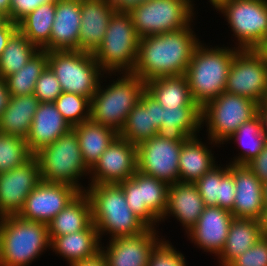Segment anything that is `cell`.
Masks as SVG:
<instances>
[{"instance_id":"41","label":"cell","mask_w":267,"mask_h":266,"mask_svg":"<svg viewBox=\"0 0 267 266\" xmlns=\"http://www.w3.org/2000/svg\"><path fill=\"white\" fill-rule=\"evenodd\" d=\"M186 260L184 254L164 236L153 247L147 266H187Z\"/></svg>"},{"instance_id":"45","label":"cell","mask_w":267,"mask_h":266,"mask_svg":"<svg viewBox=\"0 0 267 266\" xmlns=\"http://www.w3.org/2000/svg\"><path fill=\"white\" fill-rule=\"evenodd\" d=\"M262 183L267 182V142L264 145L262 151L246 164Z\"/></svg>"},{"instance_id":"20","label":"cell","mask_w":267,"mask_h":266,"mask_svg":"<svg viewBox=\"0 0 267 266\" xmlns=\"http://www.w3.org/2000/svg\"><path fill=\"white\" fill-rule=\"evenodd\" d=\"M162 125V106L146 90L128 114L119 136L132 144L151 139Z\"/></svg>"},{"instance_id":"30","label":"cell","mask_w":267,"mask_h":266,"mask_svg":"<svg viewBox=\"0 0 267 266\" xmlns=\"http://www.w3.org/2000/svg\"><path fill=\"white\" fill-rule=\"evenodd\" d=\"M262 238L260 220L234 217L225 246L217 258L219 266H228Z\"/></svg>"},{"instance_id":"43","label":"cell","mask_w":267,"mask_h":266,"mask_svg":"<svg viewBox=\"0 0 267 266\" xmlns=\"http://www.w3.org/2000/svg\"><path fill=\"white\" fill-rule=\"evenodd\" d=\"M228 266H267V238H260Z\"/></svg>"},{"instance_id":"5","label":"cell","mask_w":267,"mask_h":266,"mask_svg":"<svg viewBox=\"0 0 267 266\" xmlns=\"http://www.w3.org/2000/svg\"><path fill=\"white\" fill-rule=\"evenodd\" d=\"M50 242L45 223L18 215L0 217L1 266H29L50 250Z\"/></svg>"},{"instance_id":"10","label":"cell","mask_w":267,"mask_h":266,"mask_svg":"<svg viewBox=\"0 0 267 266\" xmlns=\"http://www.w3.org/2000/svg\"><path fill=\"white\" fill-rule=\"evenodd\" d=\"M48 67L63 92L79 94L90 100L105 73L91 52L79 50L49 51Z\"/></svg>"},{"instance_id":"3","label":"cell","mask_w":267,"mask_h":266,"mask_svg":"<svg viewBox=\"0 0 267 266\" xmlns=\"http://www.w3.org/2000/svg\"><path fill=\"white\" fill-rule=\"evenodd\" d=\"M85 193L91 201L92 222L101 241L108 236H135L149 227L128 206L125 194L118 184H88Z\"/></svg>"},{"instance_id":"33","label":"cell","mask_w":267,"mask_h":266,"mask_svg":"<svg viewBox=\"0 0 267 266\" xmlns=\"http://www.w3.org/2000/svg\"><path fill=\"white\" fill-rule=\"evenodd\" d=\"M145 90L162 107H200L192 98L185 75L159 77L145 83Z\"/></svg>"},{"instance_id":"56","label":"cell","mask_w":267,"mask_h":266,"mask_svg":"<svg viewBox=\"0 0 267 266\" xmlns=\"http://www.w3.org/2000/svg\"><path fill=\"white\" fill-rule=\"evenodd\" d=\"M263 50H264L265 53L267 54V45L263 48Z\"/></svg>"},{"instance_id":"9","label":"cell","mask_w":267,"mask_h":266,"mask_svg":"<svg viewBox=\"0 0 267 266\" xmlns=\"http://www.w3.org/2000/svg\"><path fill=\"white\" fill-rule=\"evenodd\" d=\"M259 113V104L244 96L222 92L201 108V126L206 137L224 145L237 129Z\"/></svg>"},{"instance_id":"15","label":"cell","mask_w":267,"mask_h":266,"mask_svg":"<svg viewBox=\"0 0 267 266\" xmlns=\"http://www.w3.org/2000/svg\"><path fill=\"white\" fill-rule=\"evenodd\" d=\"M137 171V145L119 135L90 169L89 184H119Z\"/></svg>"},{"instance_id":"42","label":"cell","mask_w":267,"mask_h":266,"mask_svg":"<svg viewBox=\"0 0 267 266\" xmlns=\"http://www.w3.org/2000/svg\"><path fill=\"white\" fill-rule=\"evenodd\" d=\"M62 92L57 77L47 66L36 81L33 94L40 102H55Z\"/></svg>"},{"instance_id":"8","label":"cell","mask_w":267,"mask_h":266,"mask_svg":"<svg viewBox=\"0 0 267 266\" xmlns=\"http://www.w3.org/2000/svg\"><path fill=\"white\" fill-rule=\"evenodd\" d=\"M214 9L235 37L232 46L263 49L267 45V0H223Z\"/></svg>"},{"instance_id":"31","label":"cell","mask_w":267,"mask_h":266,"mask_svg":"<svg viewBox=\"0 0 267 266\" xmlns=\"http://www.w3.org/2000/svg\"><path fill=\"white\" fill-rule=\"evenodd\" d=\"M39 104L34 94L10 96L8 106L0 117V132L26 140Z\"/></svg>"},{"instance_id":"44","label":"cell","mask_w":267,"mask_h":266,"mask_svg":"<svg viewBox=\"0 0 267 266\" xmlns=\"http://www.w3.org/2000/svg\"><path fill=\"white\" fill-rule=\"evenodd\" d=\"M53 1L54 0H11L8 19L17 24L22 18L34 11L38 6Z\"/></svg>"},{"instance_id":"13","label":"cell","mask_w":267,"mask_h":266,"mask_svg":"<svg viewBox=\"0 0 267 266\" xmlns=\"http://www.w3.org/2000/svg\"><path fill=\"white\" fill-rule=\"evenodd\" d=\"M118 185L133 213L149 228L157 229L166 212L170 185L138 170L131 178Z\"/></svg>"},{"instance_id":"51","label":"cell","mask_w":267,"mask_h":266,"mask_svg":"<svg viewBox=\"0 0 267 266\" xmlns=\"http://www.w3.org/2000/svg\"><path fill=\"white\" fill-rule=\"evenodd\" d=\"M260 225H261L262 237L267 238V207H265L263 210V213L260 219Z\"/></svg>"},{"instance_id":"14","label":"cell","mask_w":267,"mask_h":266,"mask_svg":"<svg viewBox=\"0 0 267 266\" xmlns=\"http://www.w3.org/2000/svg\"><path fill=\"white\" fill-rule=\"evenodd\" d=\"M184 142L156 135L137 145V170L166 183L179 182V155Z\"/></svg>"},{"instance_id":"25","label":"cell","mask_w":267,"mask_h":266,"mask_svg":"<svg viewBox=\"0 0 267 266\" xmlns=\"http://www.w3.org/2000/svg\"><path fill=\"white\" fill-rule=\"evenodd\" d=\"M114 12L108 0H81L79 51L93 53L98 48Z\"/></svg>"},{"instance_id":"34","label":"cell","mask_w":267,"mask_h":266,"mask_svg":"<svg viewBox=\"0 0 267 266\" xmlns=\"http://www.w3.org/2000/svg\"><path fill=\"white\" fill-rule=\"evenodd\" d=\"M229 141H233V144H238L237 149H240L235 157L230 158L229 164L246 165L257 157L267 142L261 115L258 113L250 121L242 124L224 144H230L231 142Z\"/></svg>"},{"instance_id":"12","label":"cell","mask_w":267,"mask_h":266,"mask_svg":"<svg viewBox=\"0 0 267 266\" xmlns=\"http://www.w3.org/2000/svg\"><path fill=\"white\" fill-rule=\"evenodd\" d=\"M225 92L252 99L267 98V54L263 49H239L231 63Z\"/></svg>"},{"instance_id":"2","label":"cell","mask_w":267,"mask_h":266,"mask_svg":"<svg viewBox=\"0 0 267 266\" xmlns=\"http://www.w3.org/2000/svg\"><path fill=\"white\" fill-rule=\"evenodd\" d=\"M114 75L117 78L113 79ZM107 77L113 80L103 83L107 82ZM144 91L145 82L132 72L104 73L91 99L90 120L112 128L119 134Z\"/></svg>"},{"instance_id":"35","label":"cell","mask_w":267,"mask_h":266,"mask_svg":"<svg viewBox=\"0 0 267 266\" xmlns=\"http://www.w3.org/2000/svg\"><path fill=\"white\" fill-rule=\"evenodd\" d=\"M77 135L85 165L91 169L102 153L119 135L115 130L91 120L72 127Z\"/></svg>"},{"instance_id":"50","label":"cell","mask_w":267,"mask_h":266,"mask_svg":"<svg viewBox=\"0 0 267 266\" xmlns=\"http://www.w3.org/2000/svg\"><path fill=\"white\" fill-rule=\"evenodd\" d=\"M259 114L261 115L263 119L264 133L267 135V103L266 102H263L261 105H259Z\"/></svg>"},{"instance_id":"29","label":"cell","mask_w":267,"mask_h":266,"mask_svg":"<svg viewBox=\"0 0 267 266\" xmlns=\"http://www.w3.org/2000/svg\"><path fill=\"white\" fill-rule=\"evenodd\" d=\"M201 126V107H162V125L157 135L167 140L185 142L198 136Z\"/></svg>"},{"instance_id":"37","label":"cell","mask_w":267,"mask_h":266,"mask_svg":"<svg viewBox=\"0 0 267 266\" xmlns=\"http://www.w3.org/2000/svg\"><path fill=\"white\" fill-rule=\"evenodd\" d=\"M47 66L48 51L39 50L18 72L5 78L10 96L33 94L36 81Z\"/></svg>"},{"instance_id":"16","label":"cell","mask_w":267,"mask_h":266,"mask_svg":"<svg viewBox=\"0 0 267 266\" xmlns=\"http://www.w3.org/2000/svg\"><path fill=\"white\" fill-rule=\"evenodd\" d=\"M80 193L70 184L41 181L26 197L18 216L48 225Z\"/></svg>"},{"instance_id":"39","label":"cell","mask_w":267,"mask_h":266,"mask_svg":"<svg viewBox=\"0 0 267 266\" xmlns=\"http://www.w3.org/2000/svg\"><path fill=\"white\" fill-rule=\"evenodd\" d=\"M33 156L25 139L0 132V174L25 164Z\"/></svg>"},{"instance_id":"46","label":"cell","mask_w":267,"mask_h":266,"mask_svg":"<svg viewBox=\"0 0 267 266\" xmlns=\"http://www.w3.org/2000/svg\"><path fill=\"white\" fill-rule=\"evenodd\" d=\"M18 30L17 24L9 19L0 27V57L11 36Z\"/></svg>"},{"instance_id":"24","label":"cell","mask_w":267,"mask_h":266,"mask_svg":"<svg viewBox=\"0 0 267 266\" xmlns=\"http://www.w3.org/2000/svg\"><path fill=\"white\" fill-rule=\"evenodd\" d=\"M194 184L205 206H217L230 212L233 210L236 188L233 164L219 162ZM225 165V166H224Z\"/></svg>"},{"instance_id":"40","label":"cell","mask_w":267,"mask_h":266,"mask_svg":"<svg viewBox=\"0 0 267 266\" xmlns=\"http://www.w3.org/2000/svg\"><path fill=\"white\" fill-rule=\"evenodd\" d=\"M54 103L71 127L90 120L91 100L87 97L62 92Z\"/></svg>"},{"instance_id":"55","label":"cell","mask_w":267,"mask_h":266,"mask_svg":"<svg viewBox=\"0 0 267 266\" xmlns=\"http://www.w3.org/2000/svg\"><path fill=\"white\" fill-rule=\"evenodd\" d=\"M223 0H209L208 2H210V4L212 5L211 7H213V10L214 8Z\"/></svg>"},{"instance_id":"54","label":"cell","mask_w":267,"mask_h":266,"mask_svg":"<svg viewBox=\"0 0 267 266\" xmlns=\"http://www.w3.org/2000/svg\"><path fill=\"white\" fill-rule=\"evenodd\" d=\"M8 20L7 16L0 12V27Z\"/></svg>"},{"instance_id":"36","label":"cell","mask_w":267,"mask_h":266,"mask_svg":"<svg viewBox=\"0 0 267 266\" xmlns=\"http://www.w3.org/2000/svg\"><path fill=\"white\" fill-rule=\"evenodd\" d=\"M56 0L38 6L18 23V30L39 50L49 42L55 17Z\"/></svg>"},{"instance_id":"23","label":"cell","mask_w":267,"mask_h":266,"mask_svg":"<svg viewBox=\"0 0 267 266\" xmlns=\"http://www.w3.org/2000/svg\"><path fill=\"white\" fill-rule=\"evenodd\" d=\"M236 188L232 215L260 220L264 206L263 183L246 165L233 164Z\"/></svg>"},{"instance_id":"11","label":"cell","mask_w":267,"mask_h":266,"mask_svg":"<svg viewBox=\"0 0 267 266\" xmlns=\"http://www.w3.org/2000/svg\"><path fill=\"white\" fill-rule=\"evenodd\" d=\"M195 0H149L130 12L137 35L142 38L173 32L194 24Z\"/></svg>"},{"instance_id":"21","label":"cell","mask_w":267,"mask_h":266,"mask_svg":"<svg viewBox=\"0 0 267 266\" xmlns=\"http://www.w3.org/2000/svg\"><path fill=\"white\" fill-rule=\"evenodd\" d=\"M81 0H56L50 42L45 51L79 50Z\"/></svg>"},{"instance_id":"19","label":"cell","mask_w":267,"mask_h":266,"mask_svg":"<svg viewBox=\"0 0 267 266\" xmlns=\"http://www.w3.org/2000/svg\"><path fill=\"white\" fill-rule=\"evenodd\" d=\"M233 218L229 210L206 206L196 225L185 235L193 246L217 258L225 246Z\"/></svg>"},{"instance_id":"49","label":"cell","mask_w":267,"mask_h":266,"mask_svg":"<svg viewBox=\"0 0 267 266\" xmlns=\"http://www.w3.org/2000/svg\"><path fill=\"white\" fill-rule=\"evenodd\" d=\"M10 100V93L7 88V84L5 79L0 78V117L8 106V102Z\"/></svg>"},{"instance_id":"27","label":"cell","mask_w":267,"mask_h":266,"mask_svg":"<svg viewBox=\"0 0 267 266\" xmlns=\"http://www.w3.org/2000/svg\"><path fill=\"white\" fill-rule=\"evenodd\" d=\"M199 138L200 135L188 138L182 145L179 155V182L195 183L219 162L216 161L213 150L220 145L209 138H206V144Z\"/></svg>"},{"instance_id":"53","label":"cell","mask_w":267,"mask_h":266,"mask_svg":"<svg viewBox=\"0 0 267 266\" xmlns=\"http://www.w3.org/2000/svg\"><path fill=\"white\" fill-rule=\"evenodd\" d=\"M264 206L267 207V182L263 183Z\"/></svg>"},{"instance_id":"1","label":"cell","mask_w":267,"mask_h":266,"mask_svg":"<svg viewBox=\"0 0 267 266\" xmlns=\"http://www.w3.org/2000/svg\"><path fill=\"white\" fill-rule=\"evenodd\" d=\"M194 28L191 23L177 31L140 38L132 73L145 83L159 77L185 75L193 52L201 42Z\"/></svg>"},{"instance_id":"38","label":"cell","mask_w":267,"mask_h":266,"mask_svg":"<svg viewBox=\"0 0 267 266\" xmlns=\"http://www.w3.org/2000/svg\"><path fill=\"white\" fill-rule=\"evenodd\" d=\"M39 51L19 30L10 38L0 57V78L18 72Z\"/></svg>"},{"instance_id":"4","label":"cell","mask_w":267,"mask_h":266,"mask_svg":"<svg viewBox=\"0 0 267 266\" xmlns=\"http://www.w3.org/2000/svg\"><path fill=\"white\" fill-rule=\"evenodd\" d=\"M207 44L204 41L198 44L185 73L192 98L201 108L225 92L229 69L239 50Z\"/></svg>"},{"instance_id":"22","label":"cell","mask_w":267,"mask_h":266,"mask_svg":"<svg viewBox=\"0 0 267 266\" xmlns=\"http://www.w3.org/2000/svg\"><path fill=\"white\" fill-rule=\"evenodd\" d=\"M205 207V203L194 183L176 182L170 184L167 208L160 224L161 222L165 223L167 218L172 217L181 223L182 228L187 233L196 225Z\"/></svg>"},{"instance_id":"17","label":"cell","mask_w":267,"mask_h":266,"mask_svg":"<svg viewBox=\"0 0 267 266\" xmlns=\"http://www.w3.org/2000/svg\"><path fill=\"white\" fill-rule=\"evenodd\" d=\"M39 162L33 156L25 164L0 174V217L18 215L26 197L41 182Z\"/></svg>"},{"instance_id":"48","label":"cell","mask_w":267,"mask_h":266,"mask_svg":"<svg viewBox=\"0 0 267 266\" xmlns=\"http://www.w3.org/2000/svg\"><path fill=\"white\" fill-rule=\"evenodd\" d=\"M70 266H108V264L106 262V258L103 252L100 251L90 258H86L76 263H72Z\"/></svg>"},{"instance_id":"26","label":"cell","mask_w":267,"mask_h":266,"mask_svg":"<svg viewBox=\"0 0 267 266\" xmlns=\"http://www.w3.org/2000/svg\"><path fill=\"white\" fill-rule=\"evenodd\" d=\"M72 129L54 102H40L26 139L29 150L35 154Z\"/></svg>"},{"instance_id":"32","label":"cell","mask_w":267,"mask_h":266,"mask_svg":"<svg viewBox=\"0 0 267 266\" xmlns=\"http://www.w3.org/2000/svg\"><path fill=\"white\" fill-rule=\"evenodd\" d=\"M92 223L91 201L85 192H81L48 224L49 237L77 233Z\"/></svg>"},{"instance_id":"52","label":"cell","mask_w":267,"mask_h":266,"mask_svg":"<svg viewBox=\"0 0 267 266\" xmlns=\"http://www.w3.org/2000/svg\"><path fill=\"white\" fill-rule=\"evenodd\" d=\"M10 1L11 0H0V12L7 16L10 12Z\"/></svg>"},{"instance_id":"28","label":"cell","mask_w":267,"mask_h":266,"mask_svg":"<svg viewBox=\"0 0 267 266\" xmlns=\"http://www.w3.org/2000/svg\"><path fill=\"white\" fill-rule=\"evenodd\" d=\"M49 238L50 251L65 259L68 266L101 251L102 241L93 223L86 230Z\"/></svg>"},{"instance_id":"6","label":"cell","mask_w":267,"mask_h":266,"mask_svg":"<svg viewBox=\"0 0 267 266\" xmlns=\"http://www.w3.org/2000/svg\"><path fill=\"white\" fill-rule=\"evenodd\" d=\"M34 156L39 162L43 182L66 183L73 185L81 192L86 191V184H82L80 180L83 181L89 176L90 169L83 161L78 138L73 128L56 141L41 148Z\"/></svg>"},{"instance_id":"18","label":"cell","mask_w":267,"mask_h":266,"mask_svg":"<svg viewBox=\"0 0 267 266\" xmlns=\"http://www.w3.org/2000/svg\"><path fill=\"white\" fill-rule=\"evenodd\" d=\"M158 230L148 228L135 236L113 238L106 246L102 242L108 266H147L153 247L163 238Z\"/></svg>"},{"instance_id":"47","label":"cell","mask_w":267,"mask_h":266,"mask_svg":"<svg viewBox=\"0 0 267 266\" xmlns=\"http://www.w3.org/2000/svg\"><path fill=\"white\" fill-rule=\"evenodd\" d=\"M115 9V12L130 13L140 4H144L149 0H108Z\"/></svg>"},{"instance_id":"7","label":"cell","mask_w":267,"mask_h":266,"mask_svg":"<svg viewBox=\"0 0 267 266\" xmlns=\"http://www.w3.org/2000/svg\"><path fill=\"white\" fill-rule=\"evenodd\" d=\"M139 41L130 13L114 12L103 41L92 54L105 73L132 72Z\"/></svg>"}]
</instances>
